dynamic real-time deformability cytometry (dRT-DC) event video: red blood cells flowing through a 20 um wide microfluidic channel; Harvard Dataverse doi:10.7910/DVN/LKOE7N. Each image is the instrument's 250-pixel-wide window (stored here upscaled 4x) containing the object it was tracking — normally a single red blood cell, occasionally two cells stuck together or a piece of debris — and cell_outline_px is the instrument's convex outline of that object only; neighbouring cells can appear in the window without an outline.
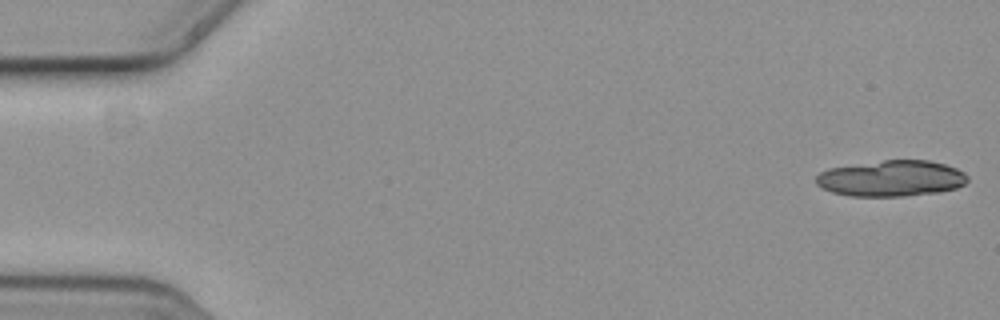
{"species": "common noctule bat (a hibernating species)", "species_latin": "Nyctalus noctula", "temperature_condition": "cold", "stored_images_in_passage": 9, "segment_of_instrument_passage": [1, 2], "camera_frame_rate_fps": 3000, "um_per_image_px": 0.085, "animal": {"sex": "female", "body_mass_g": 19.3, "forearm_length_mm": 54.1}, "frame": {"image": 1, "passage_image": 1, "time_ms": 0.0, "image_size_px": [1000, 320], "cell_outline_px": [[968, 180], [964, 184], [956, 188], [936, 192], [904, 196], [852, 196], [832, 192], [816, 184], [816, 176], [820, 172], [828, 168], [884, 160], [928, 160], [944, 164], [956, 168], [964, 172], [968, 176]], "centroid_in_image_um": [75.76, 15.16], "position_along_channel_um": 9.2, "area_um2": 31.67}}